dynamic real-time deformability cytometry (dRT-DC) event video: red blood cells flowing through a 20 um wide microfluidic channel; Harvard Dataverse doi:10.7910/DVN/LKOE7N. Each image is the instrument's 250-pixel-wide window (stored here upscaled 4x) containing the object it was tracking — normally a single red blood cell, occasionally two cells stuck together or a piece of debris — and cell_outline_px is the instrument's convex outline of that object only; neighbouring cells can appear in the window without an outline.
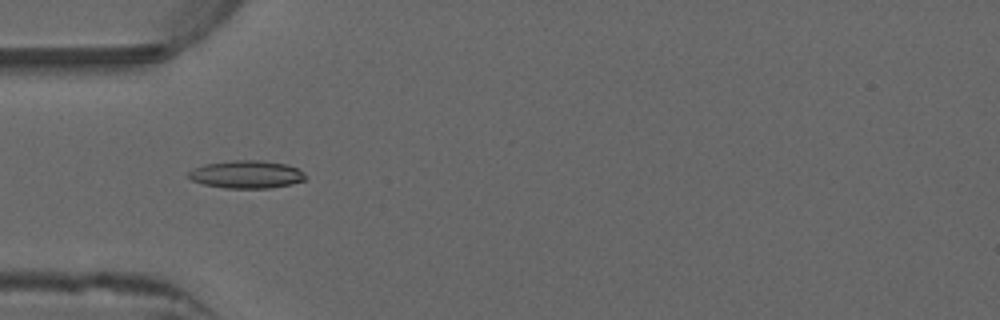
{"species": "common noctule bat (a hibernating species)", "species_latin": "Nyctalus noctula", "temperature_condition": "warm", "stored_images_in_passage": 51, "camera_frame_rate_fps": 3000, "um_per_image_px": 0.085, "animal": {"sex": "male", "forearm_length_mm": 52.5}, "frame": {"image": 1, "passage_image": 16, "time_ms": 5.0, "image_size_px": [1000, 320], "cell_outline_px": [[308, 176], [304, 180], [292, 184], [268, 188], [224, 188], [204, 184], [192, 180], [188, 176], [188, 172], [192, 168], [204, 164], [232, 160], [264, 160], [288, 164], [304, 172]], "centroid_in_image_um": [20.97, 14.81], "position_along_channel_um": 64.0, "area_um2": 19.13}}
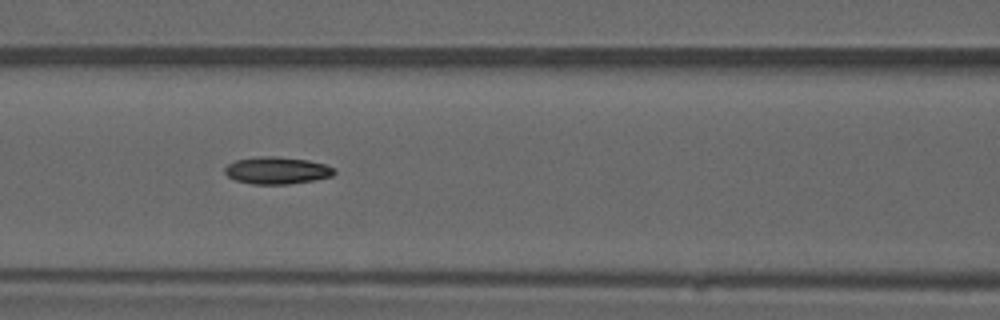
{"frame": {"image": 2, "passage_image": 22, "time_ms": 7.0, "image_size_px": [1000, 320], "cell_outline_px": [[336, 172], [332, 176], [312, 180], [288, 184], [252, 184], [236, 180], [228, 176], [224, 172], [224, 168], [228, 164], [236, 160], [260, 156], [276, 156], [308, 160], [324, 164], [336, 168]], "centroid_in_image_um": [23.54, 14.48], "position_along_channel_um": 143.1, "area_um2": 17.28}}
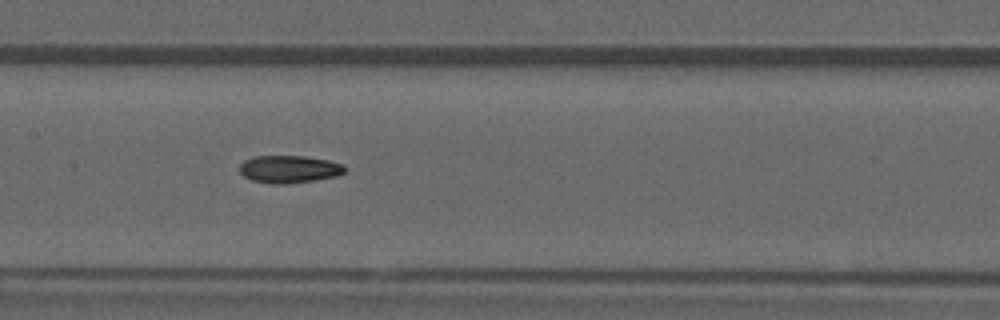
{"frame": {"image": 3, "passage_image": 25, "time_ms": 8.0, "image_size_px": [1000, 320], "cell_outline_px": [[348, 168], [340, 176], [288, 184], [272, 184], [252, 180], [244, 176], [240, 172], [240, 164], [244, 160], [252, 156], [304, 156], [328, 160], [344, 164]], "centroid_in_image_um": [24.61, 14.38], "position_along_channel_um": 182.8, "area_um2": 17.11}, "authors_computed_cell_mechanics": {"area_um2": 16.8776, "velocity_mm_per_s": 3.9807, "shape_relaxation_time_tau1_ms": null, "shape_relaxation_time_tau2_ms": 4.6452, "deformation_change_tau1": null, "deformation_change_tau2": 0.1108}}